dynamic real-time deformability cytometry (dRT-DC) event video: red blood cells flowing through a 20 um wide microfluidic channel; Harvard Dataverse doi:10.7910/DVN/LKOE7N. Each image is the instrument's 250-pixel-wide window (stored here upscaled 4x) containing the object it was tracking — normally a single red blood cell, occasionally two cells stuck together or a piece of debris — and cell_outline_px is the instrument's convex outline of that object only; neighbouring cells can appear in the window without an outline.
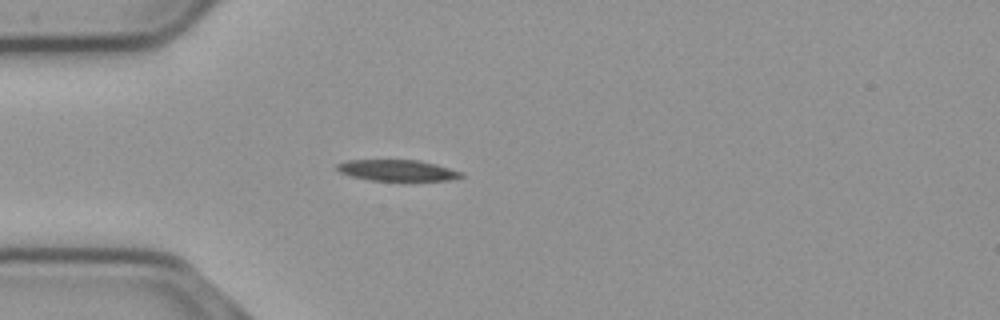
{"species": "common noctule bat (a hibernating species)", "species_latin": "Nyctalus noctula", "temperature_condition": "cold", "stored_images_in_passage": 41, "camera_frame_rate_fps": 3000, "um_per_image_px": 0.085, "animal": {"sex": "male", "body_mass_g": 23.1, "forearm_length_mm": 52.7}, "frame": {"image": 1, "passage_image": 1, "time_ms": 0.0, "image_size_px": [1000, 320], "cell_outline_px": [[464, 176], [448, 180], [372, 180], [352, 176], [340, 172], [336, 168], [336, 164], [348, 160], [416, 160], [436, 164], [464, 172]], "centroid_in_image_um": [33.79, 14.47], "position_along_channel_um": 51.2, "area_um2": 15.09}}
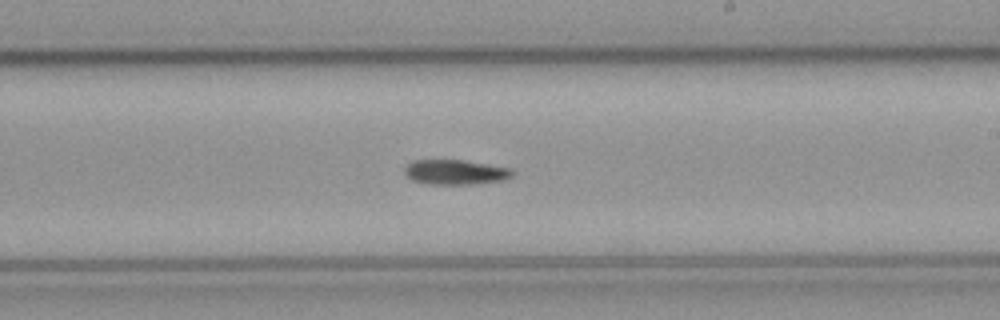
{"frame": {"image": 2, "passage_image": 18, "time_ms": 5.667, "image_size_px": [1000, 320], "cell_outline_px": [[516, 172], [512, 176], [504, 180], [472, 184], [428, 184], [412, 180], [404, 172], [404, 168], [412, 160], [464, 160], [512, 168]], "centroid_in_image_um": [38.74, 14.63], "position_along_channel_um": 250.3, "area_um2": 15.72}}
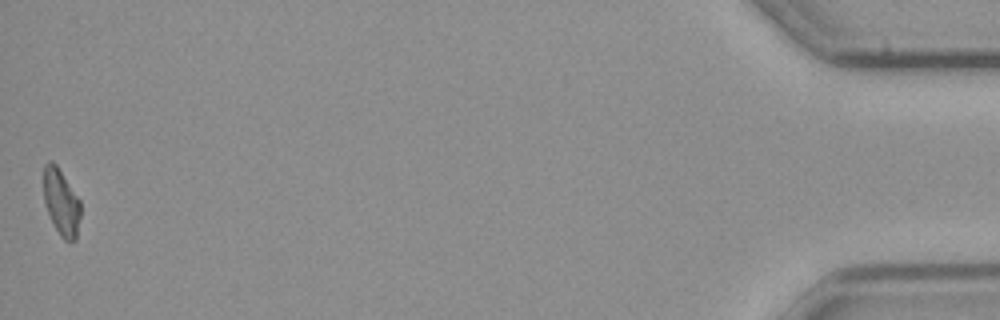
{"frame": {"image": 3, "passage_image": 41, "time_ms": 13.333, "image_size_px": [1000, 320], "cell_outline_px": [[80, 216], [76, 240], [68, 244], [60, 236], [48, 212], [44, 200], [44, 164], [56, 164], [80, 200]], "centroid_in_image_um": [5.23, 17.26], "position_along_channel_um": 430.0, "area_um2": 14.05}, "authors_computed_cell_mechanics": {"area_um2": 15.5482, "velocity_mm_per_s": 3.6783, "shape_relaxation_time_tau1_ms": 5.2241, "shape_relaxation_time_tau2_ms": null, "deformation_change_tau1": 0.1451, "deformation_change_tau2": null}}